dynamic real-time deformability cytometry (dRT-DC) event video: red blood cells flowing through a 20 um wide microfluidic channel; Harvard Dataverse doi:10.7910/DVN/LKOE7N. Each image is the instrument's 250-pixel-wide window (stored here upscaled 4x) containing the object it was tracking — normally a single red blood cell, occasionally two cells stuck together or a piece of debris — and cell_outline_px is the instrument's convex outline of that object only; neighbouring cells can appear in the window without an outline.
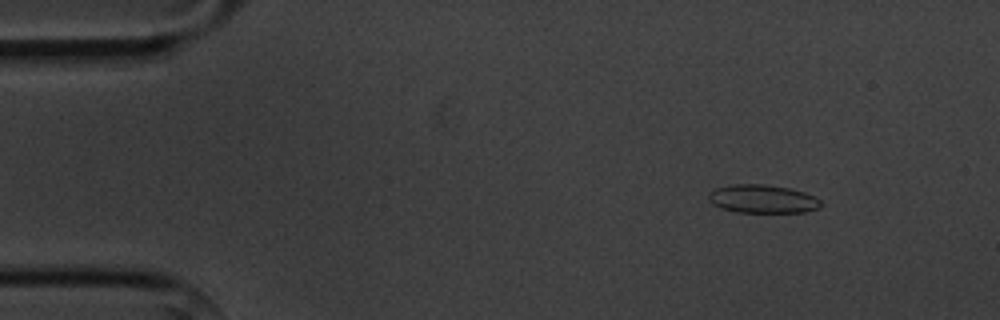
{"species": "common noctule bat (a hibernating species)", "species_latin": "Nyctalus noctula", "temperature_condition": "cold", "stored_images_in_passage": 6, "camera_frame_rate_fps": 3000, "um_per_image_px": 0.085, "animal": {"sex": "male", "body_mass_g": 20.1, "forearm_length_mm": 53.5}, "frame": {"image": 1, "passage_image": 2, "time_ms": 1.333, "image_size_px": [1000, 320], "cell_outline_px": [[820, 208], [804, 212], [736, 212], [720, 208], [712, 204], [708, 196], [716, 188], [732, 184], [764, 184], [792, 188], [804, 192], [820, 200]], "centroid_in_image_um": [64.82, 16.91], "position_along_channel_um": 20.2, "area_um2": 18.5}}
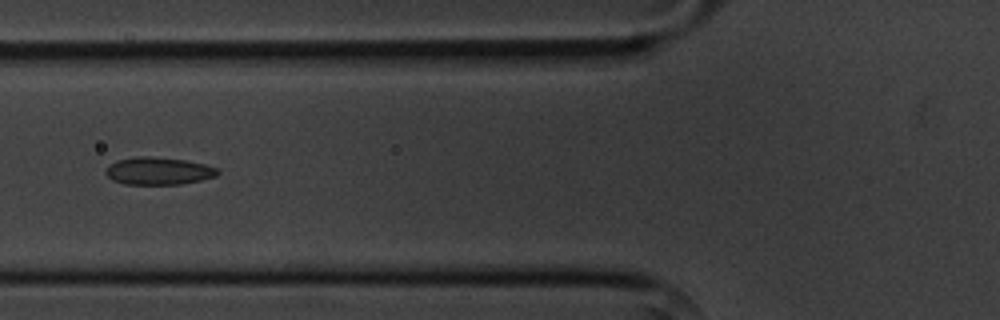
{"frame": {"image": 2, "passage_image": 6, "time_ms": 6.0, "image_size_px": [1000, 320], "cell_outline_px": [[220, 172], [216, 176], [200, 180], [180, 184], [124, 184], [112, 180], [104, 172], [108, 164], [116, 160], [136, 156], [148, 156], [184, 160], [204, 164], [216, 168]], "centroid_in_image_um": [13.42, 14.53], "position_along_channel_um": 112.4, "area_um2": 17.92}}